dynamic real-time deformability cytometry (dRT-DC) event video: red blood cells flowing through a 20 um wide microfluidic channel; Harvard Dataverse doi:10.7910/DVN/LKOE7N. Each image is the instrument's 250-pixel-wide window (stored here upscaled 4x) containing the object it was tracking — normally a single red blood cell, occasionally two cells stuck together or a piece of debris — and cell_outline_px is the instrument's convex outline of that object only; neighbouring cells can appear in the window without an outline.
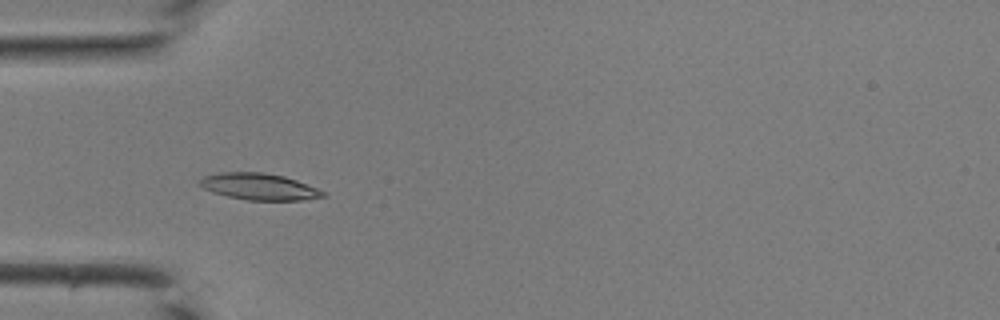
{"species": "common noctule bat (a hibernating species)", "species_latin": "Nyctalus noctula", "temperature_condition": "room temperature", "stored_images_in_passage": 30, "camera_frame_rate_fps": 3000, "um_per_image_px": 0.085, "animal": {"sex": "male", "body_mass_g": 19.0, "forearm_length_mm": 50.8}, "frame": {"image": 1, "passage_image": 4, "time_ms": 1.0, "image_size_px": [1000, 320], "cell_outline_px": [[328, 196], [300, 200], [248, 200], [228, 196], [212, 192], [196, 184], [204, 176], [220, 172], [264, 172], [284, 176], [296, 180], [316, 188], [324, 192]], "centroid_in_image_um": [22.0, 15.86], "position_along_channel_um": 63.0, "area_um2": 19.02}}
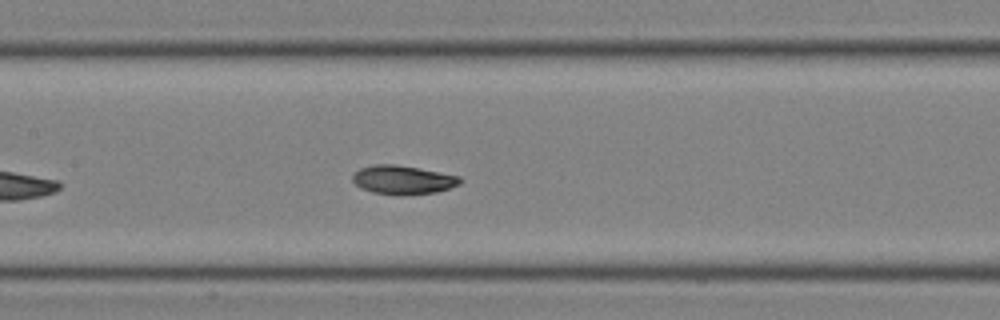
{"frame": {"image": 2, "passage_image": 11, "time_ms": 3.333, "image_size_px": [1000, 320], "cell_outline_px": [[464, 180], [460, 184], [436, 192], [404, 196], [396, 196], [372, 192], [360, 188], [352, 180], [352, 176], [360, 168], [372, 164], [396, 164], [460, 176]], "centroid_in_image_um": [34.24, 15.3], "position_along_channel_um": 173.2, "area_um2": 18.26}}
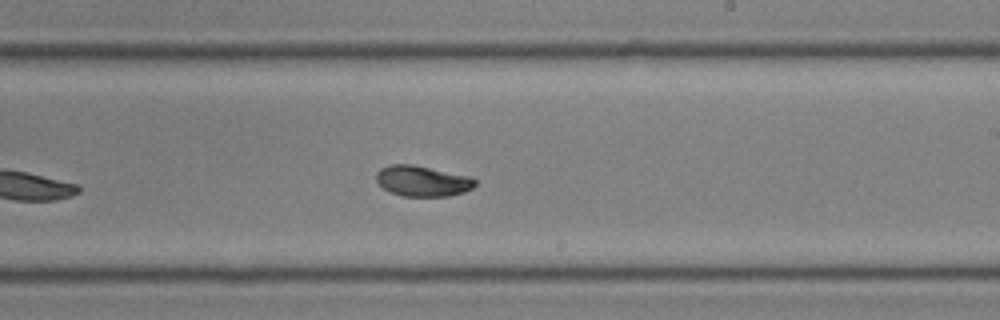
{"frame": {"image": 3, "passage_image": 16, "time_ms": 5.0, "image_size_px": [1000, 320], "cell_outline_px": [[476, 184], [472, 188], [464, 192], [448, 196], [404, 196], [392, 192], [384, 188], [376, 180], [376, 172], [380, 168], [392, 164], [412, 164], [468, 176], [476, 180]], "centroid_in_image_um": [35.9, 15.38], "position_along_channel_um": 253.1, "area_um2": 17.46}}